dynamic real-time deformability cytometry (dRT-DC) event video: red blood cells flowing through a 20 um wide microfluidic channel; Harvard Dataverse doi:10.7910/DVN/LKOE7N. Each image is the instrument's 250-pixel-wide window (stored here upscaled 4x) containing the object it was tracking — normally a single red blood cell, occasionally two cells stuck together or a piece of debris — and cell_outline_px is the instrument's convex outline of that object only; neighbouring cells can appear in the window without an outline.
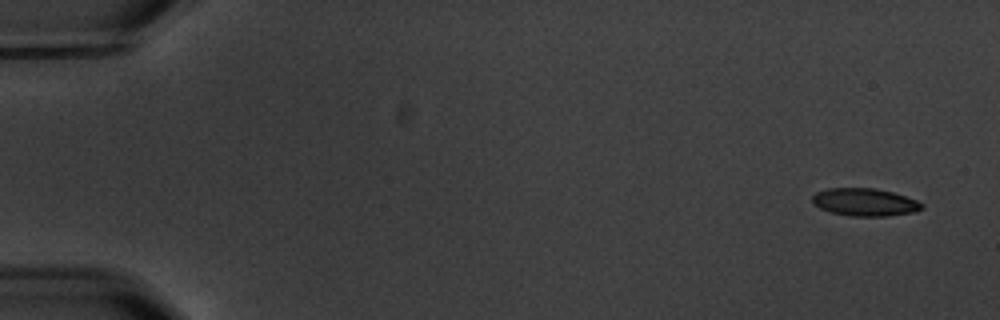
{"species": "common noctule bat (a hibernating species)", "species_latin": "Nyctalus noctula", "temperature_condition": "warm", "stored_images_in_passage": 6, "camera_frame_rate_fps": 3000, "um_per_image_px": 0.085, "animal": {"sex": "male", "body_mass_g": 20.1, "forearm_length_mm": 53.5}, "frame": {"image": 1, "passage_image": 1, "time_ms": 0.0, "image_size_px": [1000, 320], "cell_outline_px": [[924, 208], [916, 212], [888, 216], [852, 216], [832, 212], [820, 208], [812, 204], [812, 196], [816, 192], [828, 188], [876, 188], [892, 192], [916, 200], [924, 204]], "centroid_in_image_um": [73.52, 17.18], "position_along_channel_um": 11.5, "area_um2": 17.74}}
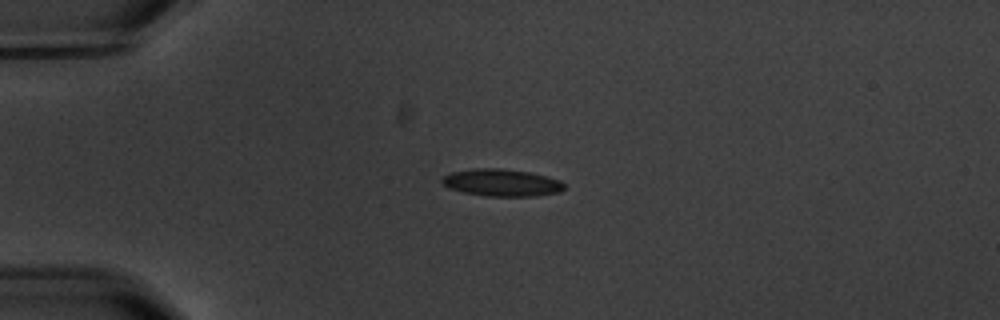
{"frame": {"image": 2, "passage_image": 4, "time_ms": 4.0, "image_size_px": [1000, 320], "cell_outline_px": [[564, 188], [560, 192], [536, 196], [488, 196], [464, 192], [448, 188], [440, 180], [444, 176], [452, 172], [476, 168], [500, 168], [528, 172], [560, 180], [564, 184]], "centroid_in_image_um": [42.64, 15.53], "position_along_channel_um": 42.4, "area_um2": 19.19}}